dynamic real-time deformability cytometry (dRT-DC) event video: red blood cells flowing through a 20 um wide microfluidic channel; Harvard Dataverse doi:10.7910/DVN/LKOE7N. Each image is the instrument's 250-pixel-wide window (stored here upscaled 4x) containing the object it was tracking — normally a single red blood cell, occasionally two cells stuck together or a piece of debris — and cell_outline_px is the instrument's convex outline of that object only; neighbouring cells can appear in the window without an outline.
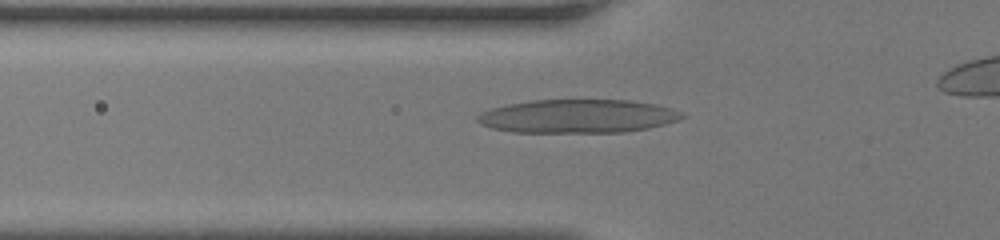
{"species": "human", "species_latin": "Homo sapiens", "temperature_condition": "room temperature", "stored_images_in_passage": 35, "camera_frame_rate_fps": 3000, "um_per_image_px": 0.085, "donor": {"sex": "female"}, "frame": {"image": 1, "passage_image": 10, "time_ms": 3.0, "image_size_px": [1000, 240], "cell_outline_px": [[684, 116], [676, 120], [664, 124], [648, 128], [624, 132], [512, 132], [492, 128], [480, 124], [476, 120], [476, 116], [480, 112], [492, 108], [508, 104], [532, 100], [628, 100], [656, 104], [672, 108], [684, 112]], "centroid_in_image_um": [49.09, 9.87], "position_along_channel_um": 76.7, "area_um2": 40.0}}
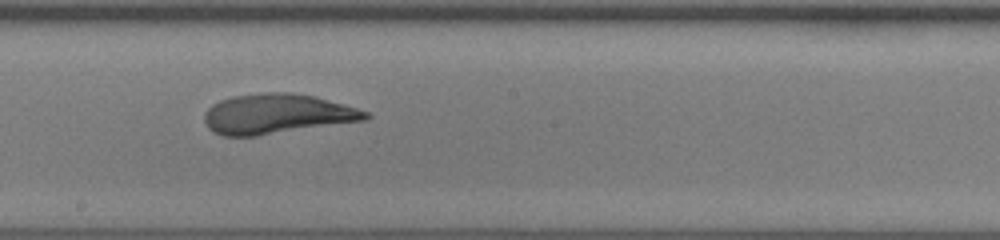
{"frame": {"image": 2, "passage_image": 20, "time_ms": 6.333, "image_size_px": [1000, 240], "cell_outline_px": [[372, 116], [368, 120], [256, 136], [224, 136], [212, 132], [208, 128], [204, 120], [204, 112], [212, 104], [220, 100], [232, 96], [268, 92], [288, 92], [316, 96], [356, 108], [368, 112]], "centroid_in_image_um": [23.54, 9.69], "position_along_channel_um": 224.7, "area_um2": 37.69}}
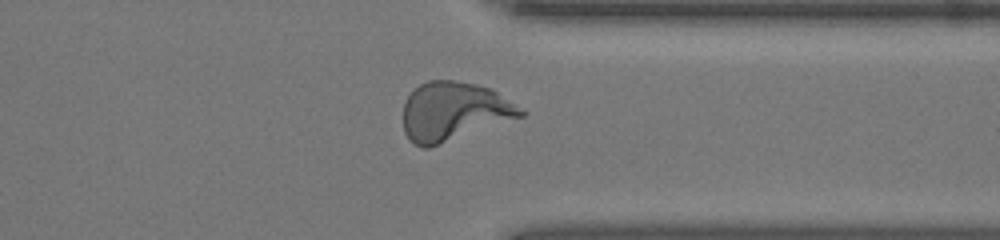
{"frame": {"image": 3, "passage_image": 30, "time_ms": 9.667, "image_size_px": [1000, 240], "cell_outline_px": [[524, 116], [428, 148], [424, 148], [408, 140], [404, 132], [404, 104], [408, 96], [420, 84], [428, 80], [452, 80], [476, 84], [488, 88], [496, 92], [524, 108]], "centroid_in_image_um": [38.58, 9.47], "position_along_channel_um": 372.8, "area_um2": 40.0}}